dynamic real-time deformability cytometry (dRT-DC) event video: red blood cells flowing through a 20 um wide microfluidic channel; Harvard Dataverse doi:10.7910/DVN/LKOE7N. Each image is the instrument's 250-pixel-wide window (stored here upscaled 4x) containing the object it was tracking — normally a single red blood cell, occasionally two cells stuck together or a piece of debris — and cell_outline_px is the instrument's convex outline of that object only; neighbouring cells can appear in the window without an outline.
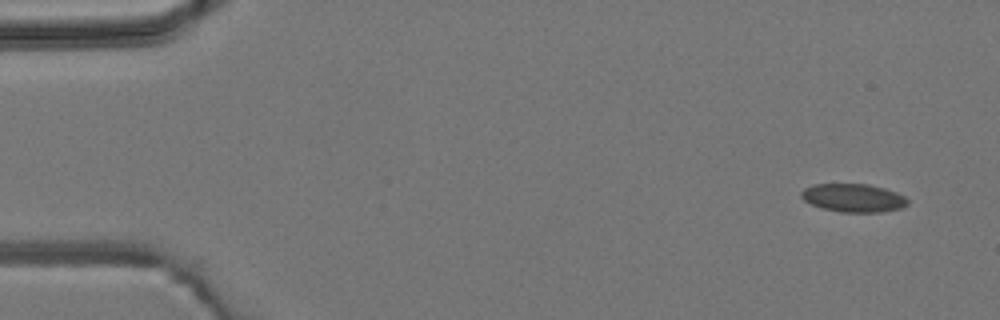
{"species": "common noctule bat (a hibernating species)", "species_latin": "Nyctalus noctula", "temperature_condition": "room temperature", "stored_images_in_passage": 2, "camera_frame_rate_fps": 3000, "um_per_image_px": 0.085, "animal": {"sex": "male", "body_mass_g": 19.2, "forearm_length_mm": 51.8}, "frame": {"image": 1, "passage_image": 1, "time_ms": 0.0, "image_size_px": [1000, 320], "cell_outline_px": [[908, 204], [900, 208], [884, 212], [840, 212], [824, 208], [812, 204], [804, 200], [800, 196], [800, 192], [804, 188], [812, 184], [868, 184], [884, 188], [896, 192], [904, 196], [908, 200]], "centroid_in_image_um": [72.53, 16.81], "position_along_channel_um": 12.5, "area_um2": 17.51}}